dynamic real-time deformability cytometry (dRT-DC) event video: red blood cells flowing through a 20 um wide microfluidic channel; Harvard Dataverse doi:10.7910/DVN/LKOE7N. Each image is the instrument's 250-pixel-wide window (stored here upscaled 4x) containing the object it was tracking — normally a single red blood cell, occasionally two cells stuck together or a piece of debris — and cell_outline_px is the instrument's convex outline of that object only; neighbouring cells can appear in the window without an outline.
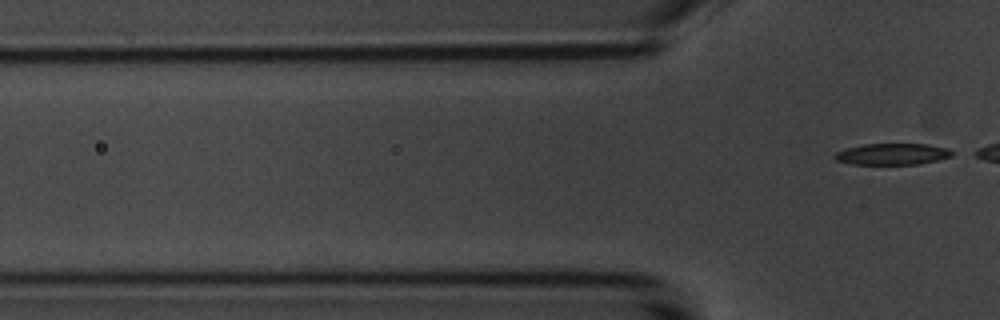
{"species": "common noctule bat (a hibernating species)", "species_latin": "Nyctalus noctula", "temperature_condition": "room temperature", "stored_images_in_passage": 3, "camera_frame_rate_fps": 3000, "um_per_image_px": 0.085, "animal": {"sex": "male", "body_mass_g": 20.1, "forearm_length_mm": 53.5}, "frame": {"image": 1, "passage_image": 3, "time_ms": 2.333, "image_size_px": [1000, 320], "cell_outline_px": [[956, 152], [952, 156], [920, 164], [852, 164], [836, 160], [832, 156], [836, 152], [844, 148], [864, 144], [928, 144], [948, 148]], "centroid_in_image_um": [75.85, 13.09], "position_along_channel_um": 49.9, "area_um2": 14.74}}